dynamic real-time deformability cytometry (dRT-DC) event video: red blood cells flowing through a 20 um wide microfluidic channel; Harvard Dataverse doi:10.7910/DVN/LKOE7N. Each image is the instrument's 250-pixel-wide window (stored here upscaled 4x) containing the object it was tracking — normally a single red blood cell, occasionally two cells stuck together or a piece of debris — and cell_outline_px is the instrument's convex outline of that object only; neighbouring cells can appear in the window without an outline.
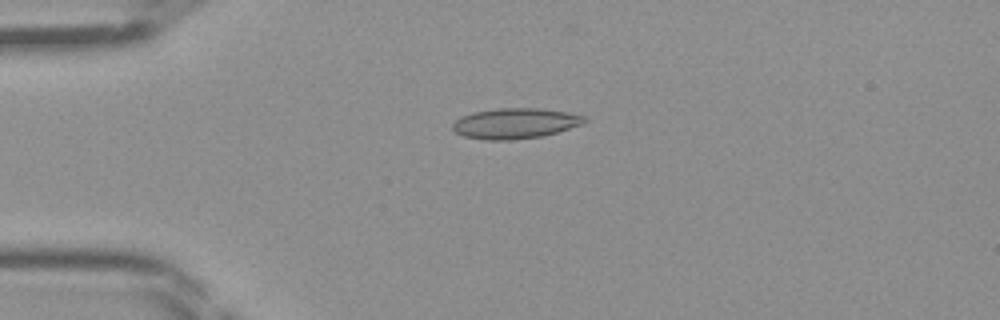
{"species": "Egyptian fruit bat (a non-hibernating species)", "species_latin": "Rousettus aegyptiacus", "temperature_condition": "room temperature", "stored_images_in_passage": 41, "camera_frame_rate_fps": 3000, "um_per_image_px": 0.085, "frame": {"image": 1, "passage_image": 7, "time_ms": 2.0, "image_size_px": [1000, 320], "cell_outline_px": [[588, 120], [580, 124], [544, 136], [512, 140], [484, 140], [464, 136], [456, 132], [452, 128], [452, 124], [460, 116], [472, 112], [496, 108], [536, 108], [564, 112], [584, 116]], "centroid_in_image_um": [43.72, 10.49], "position_along_channel_um": 41.3, "area_um2": 23.29}}
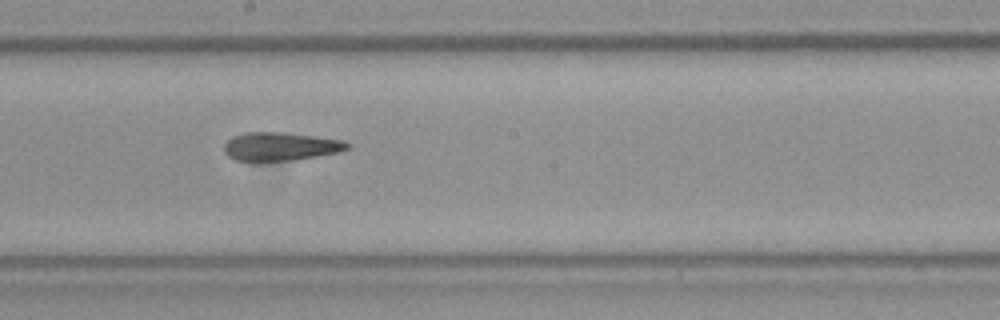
{"frame": {"image": 2, "passage_image": 21, "time_ms": 6.667, "image_size_px": [1000, 320], "cell_outline_px": [[352, 148], [336, 152], [316, 156], [292, 160], [260, 164], [252, 164], [236, 160], [228, 156], [224, 152], [224, 144], [232, 136], [244, 132], [284, 132], [344, 140], [352, 144]], "centroid_in_image_um": [23.78, 12.48], "position_along_channel_um": 224.4, "area_um2": 21.21}}
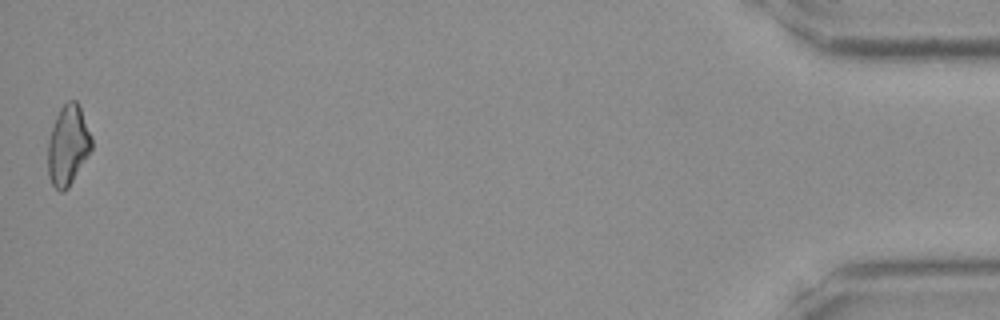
{"frame": {"image": 3, "passage_image": 41, "time_ms": 13.333, "image_size_px": [1000, 320], "cell_outline_px": [[92, 148], [68, 188], [64, 192], [60, 192], [52, 184], [48, 176], [48, 140], [56, 116], [60, 108], [68, 100], [76, 100], [80, 108], [92, 136]], "centroid_in_image_um": [5.77, 12.35], "position_along_channel_um": 429.4, "area_um2": 20.23}}